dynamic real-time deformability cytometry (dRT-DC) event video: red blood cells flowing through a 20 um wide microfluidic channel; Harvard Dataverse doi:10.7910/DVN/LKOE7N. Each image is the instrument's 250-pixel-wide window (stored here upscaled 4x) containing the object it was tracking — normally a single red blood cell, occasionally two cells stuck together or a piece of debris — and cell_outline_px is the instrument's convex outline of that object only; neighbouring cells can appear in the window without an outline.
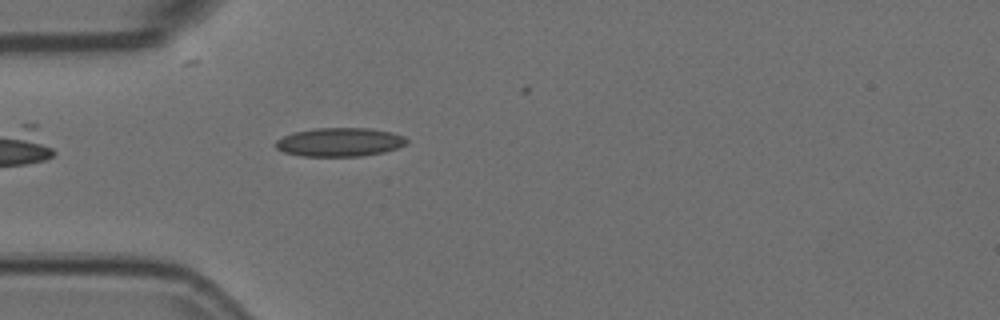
{"species": "Egyptian fruit bat (a non-hibernating species)", "species_latin": "Rousettus aegyptiacus", "temperature_condition": "room temperature", "stored_images_in_passage": 4, "camera_frame_rate_fps": 3000, "um_per_image_px": 0.085, "animal": {"sex": "female"}, "frame": {"image": 1, "passage_image": 4, "time_ms": 1.0, "image_size_px": [1000, 320], "cell_outline_px": [[408, 140], [400, 148], [384, 152], [360, 156], [300, 156], [284, 152], [276, 148], [276, 140], [292, 132], [312, 128], [372, 128], [392, 132], [404, 136]], "centroid_in_image_um": [28.88, 12.07], "position_along_channel_um": 56.1, "area_um2": 22.08}}